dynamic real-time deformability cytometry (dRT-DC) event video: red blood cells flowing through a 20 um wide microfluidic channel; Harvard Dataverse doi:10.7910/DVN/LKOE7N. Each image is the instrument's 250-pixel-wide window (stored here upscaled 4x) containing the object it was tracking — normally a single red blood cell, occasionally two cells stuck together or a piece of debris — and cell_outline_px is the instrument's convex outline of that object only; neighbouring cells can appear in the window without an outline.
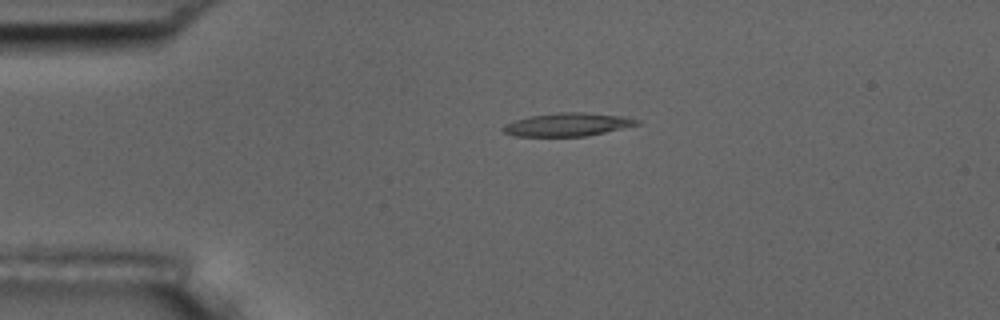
{"species": "common noctule bat (a hibernating species)", "species_latin": "Nyctalus noctula", "temperature_condition": "room temperature", "stored_images_in_passage": 2, "camera_frame_rate_fps": 3000, "um_per_image_px": 0.085, "animal": {"sex": "male", "body_mass_g": 17.5, "forearm_length_mm": 52.3}, "frame": {"image": 1, "passage_image": 1, "time_ms": 0.0, "image_size_px": [1000, 320], "cell_outline_px": [[640, 124], [588, 136], [516, 136], [504, 132], [500, 128], [504, 124], [512, 120], [528, 116], [560, 112], [584, 112], [628, 116], [640, 120]], "centroid_in_image_um": [48.25, 10.57], "position_along_channel_um": 36.8, "area_um2": 18.38}}